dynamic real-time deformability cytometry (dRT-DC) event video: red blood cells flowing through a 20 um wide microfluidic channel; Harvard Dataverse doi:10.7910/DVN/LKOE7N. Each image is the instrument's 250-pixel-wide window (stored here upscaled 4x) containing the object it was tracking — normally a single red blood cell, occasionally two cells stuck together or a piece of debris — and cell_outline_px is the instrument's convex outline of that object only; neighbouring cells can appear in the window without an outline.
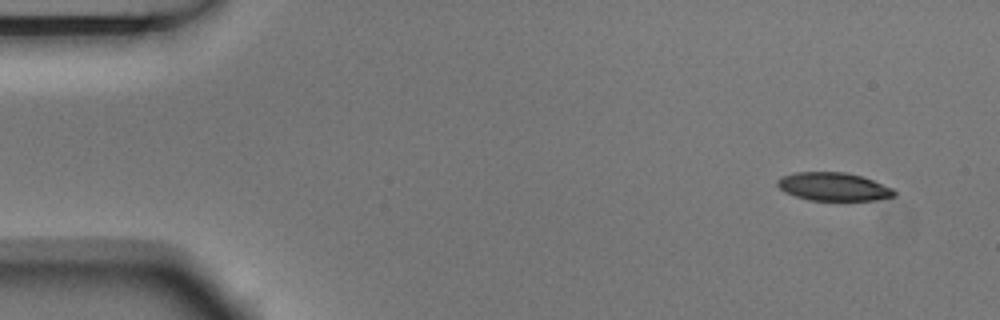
{"species": "Egyptian fruit bat (a non-hibernating species)", "species_latin": "Rousettus aegyptiacus", "temperature_condition": "room temperature", "stored_images_in_passage": 9, "camera_frame_rate_fps": 3000, "um_per_image_px": 0.085, "animal": {"sex": "male"}, "frame": {"image": 1, "passage_image": 1, "time_ms": 0.0, "image_size_px": [1000, 320], "cell_outline_px": [[896, 196], [876, 200], [808, 200], [784, 192], [776, 184], [776, 180], [780, 176], [796, 172], [844, 172], [860, 176], [872, 180], [892, 188], [896, 192]], "centroid_in_image_um": [70.81, 15.87], "position_along_channel_um": 14.2, "area_um2": 19.19}}
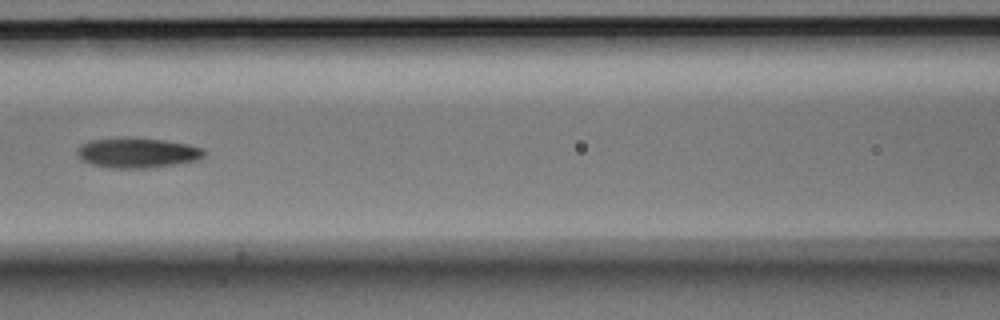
{"frame": {"image": 2, "passage_image": 6, "time_ms": 1.667, "image_size_px": [1000, 320], "cell_outline_px": [[204, 156], [196, 160], [176, 164], [144, 168], [112, 168], [92, 164], [84, 160], [76, 152], [76, 148], [80, 144], [88, 140], [124, 136], [164, 140], [188, 144], [204, 148]], "centroid_in_image_um": [11.64, 12.96], "position_along_channel_um": 155.0, "area_um2": 22.43}}
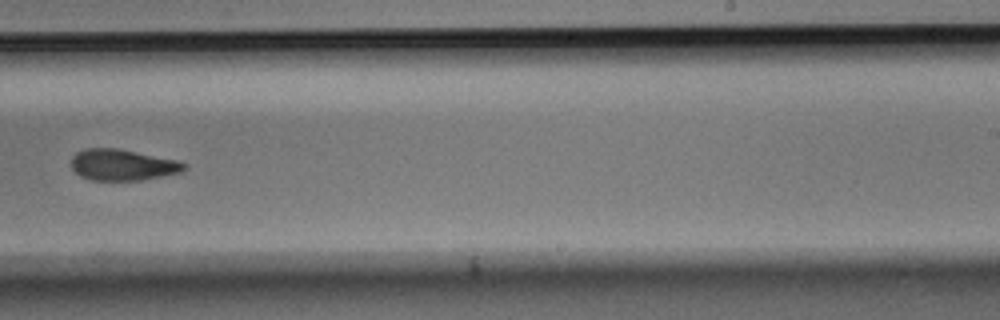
{"frame": {"image": 3, "passage_image": 9, "time_ms": 2.667, "image_size_px": [1000, 320], "cell_outline_px": [[188, 168], [180, 172], [140, 180], [92, 180], [80, 176], [72, 168], [72, 156], [76, 152], [88, 148], [116, 148], [176, 160], [188, 164]], "centroid_in_image_um": [10.41, 14.01], "position_along_channel_um": 278.6, "area_um2": 20.29}}